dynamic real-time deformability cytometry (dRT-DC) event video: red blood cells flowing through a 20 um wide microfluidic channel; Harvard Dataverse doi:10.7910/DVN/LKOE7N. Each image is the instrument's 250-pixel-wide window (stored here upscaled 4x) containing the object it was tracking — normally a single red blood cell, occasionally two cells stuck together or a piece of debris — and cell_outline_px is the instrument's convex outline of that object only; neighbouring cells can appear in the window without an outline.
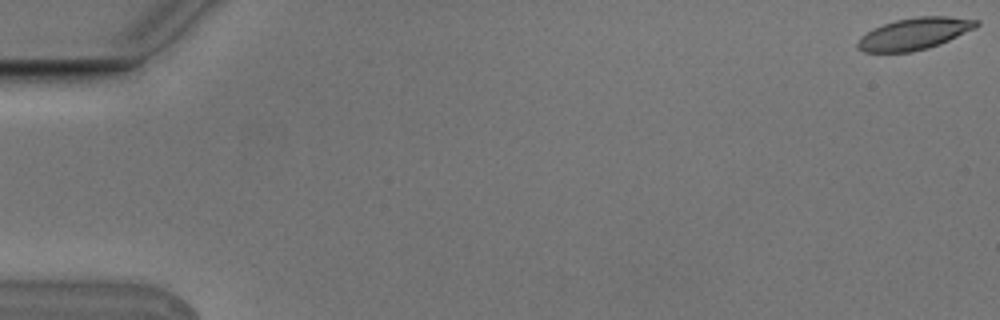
{"species": "Egyptian fruit bat (a non-hibernating species)", "species_latin": "Rousettus aegyptiacus", "temperature_condition": "cold", "stored_images_in_passage": 9, "camera_frame_rate_fps": 3000, "um_per_image_px": 0.085, "animal": {"sex": "male"}, "frame": {"image": 1, "passage_image": 1, "time_ms": 0.0, "image_size_px": [1000, 320], "cell_outline_px": [[980, 24], [976, 28], [940, 44], [928, 48], [912, 52], [864, 52], [856, 48], [856, 44], [860, 36], [872, 28], [896, 20], [916, 16], [948, 16], [980, 20]], "centroid_in_image_um": [77.72, 2.86], "position_along_channel_um": 7.3, "area_um2": 22.25}}
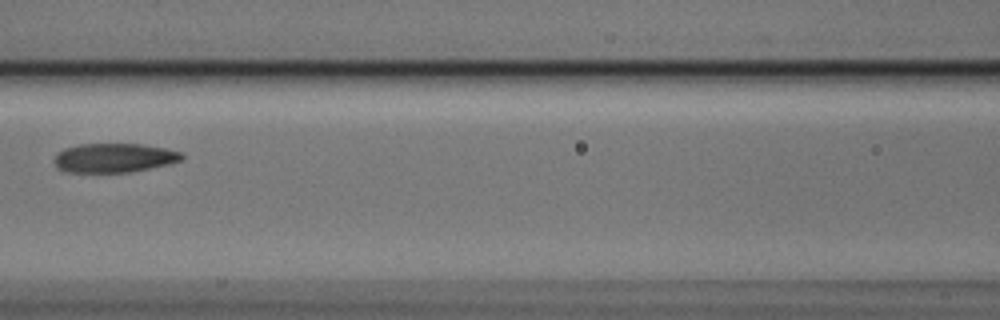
{"frame": {"image": 2, "passage_image": 8, "time_ms": 2.333, "image_size_px": [1000, 320], "cell_outline_px": [[184, 156], [180, 160], [168, 164], [128, 172], [64, 172], [56, 168], [56, 152], [64, 148], [80, 144], [140, 144], [164, 148], [180, 152]], "centroid_in_image_um": [9.65, 13.41], "position_along_channel_um": 157.0, "area_um2": 21.44}}
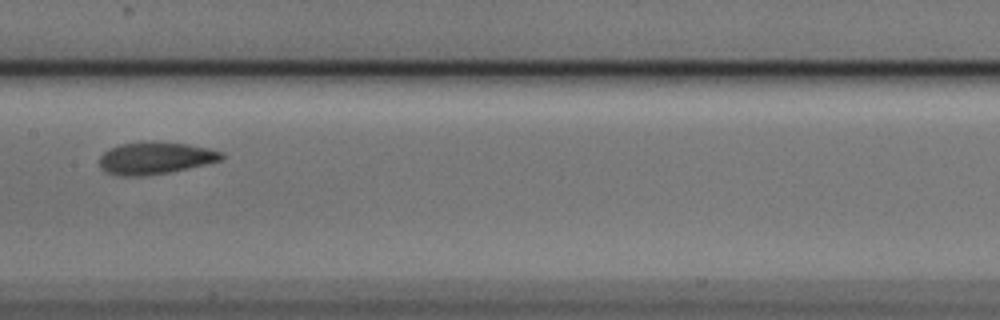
{"frame": {"image": 3, "passage_image": 9, "time_ms": 2.667, "image_size_px": [1000, 320], "cell_outline_px": [[224, 160], [188, 168], [168, 172], [144, 176], [120, 176], [104, 172], [100, 168], [100, 156], [104, 152], [120, 144], [152, 140], [188, 144], [208, 148], [224, 152]], "centroid_in_image_um": [13.22, 13.43], "position_along_channel_um": 194.2, "area_um2": 23.18}}